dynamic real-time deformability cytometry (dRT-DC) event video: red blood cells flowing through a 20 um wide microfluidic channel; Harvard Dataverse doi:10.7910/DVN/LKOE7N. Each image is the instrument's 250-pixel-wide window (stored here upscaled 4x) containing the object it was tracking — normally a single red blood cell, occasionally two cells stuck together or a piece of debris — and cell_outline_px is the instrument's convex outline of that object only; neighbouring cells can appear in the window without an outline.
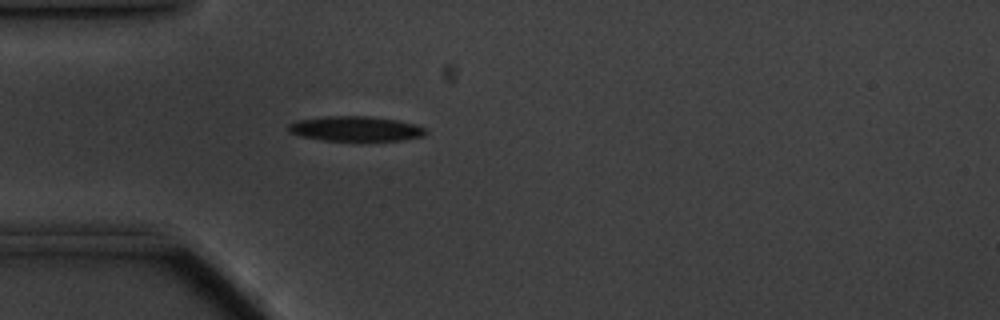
{"species": "common noctule bat (a hibernating species)", "species_latin": "Nyctalus noctula", "temperature_condition": "cold", "stored_images_in_passage": 51, "camera_frame_rate_fps": 3000, "um_per_image_px": 0.085, "animal": {"sex": "male", "body_mass_g": 20.1, "forearm_length_mm": 53.5}, "frame": {"image": 1, "passage_image": 15, "time_ms": 4.667, "image_size_px": [1000, 320], "cell_outline_px": [[420, 132], [412, 136], [384, 140], [340, 140], [312, 136], [296, 132], [292, 128], [296, 124], [316, 120], [384, 120], [404, 124], [420, 128]], "centroid_in_image_um": [30.28, 11.02], "position_along_channel_um": 54.7, "area_um2": 14.91}, "authors_computed_cell_mechanics": {"area_um2": 14.9124, "velocity_mm_per_s": 3.4566, "shape_relaxation_time_tau1_ms": null, "shape_relaxation_time_tau2_ms": 8.0477, "deformation_change_tau1": null, "deformation_change_tau2": 0.2041}}